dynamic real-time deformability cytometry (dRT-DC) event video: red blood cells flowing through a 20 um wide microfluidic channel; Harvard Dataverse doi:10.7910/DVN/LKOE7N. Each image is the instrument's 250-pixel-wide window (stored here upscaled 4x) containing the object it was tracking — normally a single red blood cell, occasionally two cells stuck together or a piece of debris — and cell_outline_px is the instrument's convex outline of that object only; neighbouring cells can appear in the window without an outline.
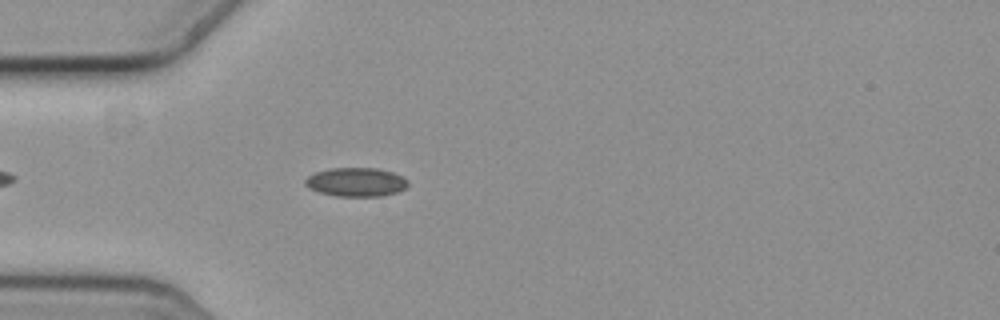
{"species": "common noctule bat (a hibernating species)", "species_latin": "Nyctalus noctula", "temperature_condition": "cold", "stored_images_in_passage": 47, "camera_frame_rate_fps": 3000, "um_per_image_px": 0.085, "animal": {"sex": "female", "body_mass_g": 19.3, "forearm_length_mm": 54.1}, "frame": {"image": 1, "passage_image": 7, "time_ms": 2.0, "image_size_px": [1000, 320], "cell_outline_px": [[408, 184], [404, 188], [396, 192], [380, 196], [336, 196], [320, 192], [308, 188], [304, 184], [304, 180], [308, 176], [316, 172], [332, 168], [376, 168], [392, 172], [408, 180]], "centroid_in_image_um": [30.23, 15.47], "position_along_channel_um": 54.8, "area_um2": 17.11}}
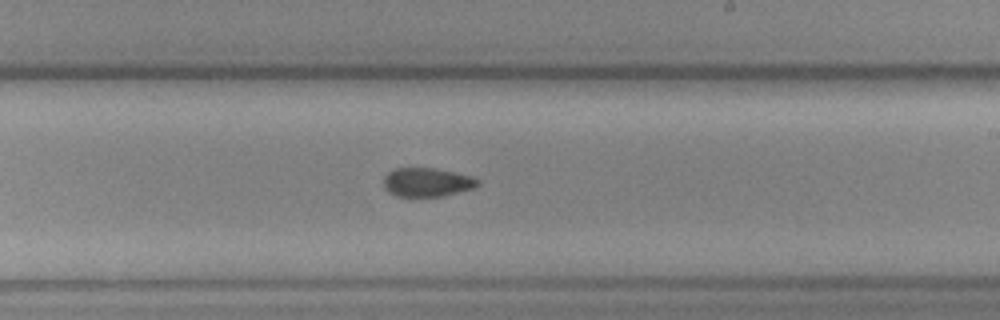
{"frame": {"image": 2, "passage_image": 24, "time_ms": 7.667, "image_size_px": [1000, 320], "cell_outline_px": [[480, 184], [472, 188], [444, 196], [396, 196], [388, 192], [384, 188], [384, 176], [392, 168], [436, 168], [472, 176], [480, 180]], "centroid_in_image_um": [36.28, 15.48], "position_along_channel_um": 252.7, "area_um2": 15.9}}
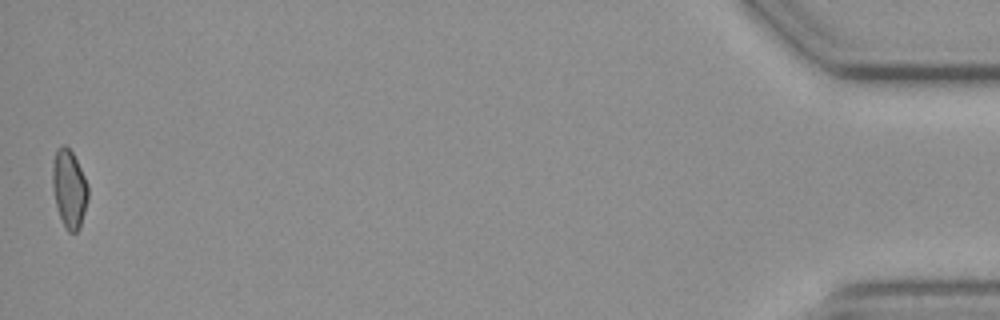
{"frame": {"image": 3, "passage_image": 47, "time_ms": 15.333, "image_size_px": [1000, 320], "cell_outline_px": [[88, 196], [80, 228], [76, 232], [68, 232], [64, 228], [56, 204], [52, 188], [52, 164], [56, 148], [64, 144], [72, 152], [88, 184]], "centroid_in_image_um": [5.87, 16.04], "position_along_channel_um": 429.3, "area_um2": 16.18}}